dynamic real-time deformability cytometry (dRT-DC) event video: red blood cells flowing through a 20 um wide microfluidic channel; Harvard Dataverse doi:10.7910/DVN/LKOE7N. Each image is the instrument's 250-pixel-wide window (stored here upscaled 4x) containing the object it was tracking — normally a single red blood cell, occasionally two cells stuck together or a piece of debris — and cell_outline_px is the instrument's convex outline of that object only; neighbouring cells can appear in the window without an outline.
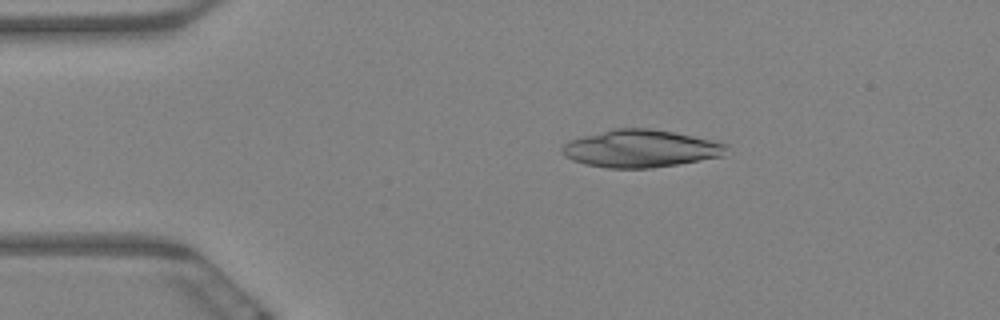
{"species": "Egyptian fruit bat (a non-hibernating species)", "species_latin": "Rousettus aegyptiacus", "temperature_condition": "warm", "stored_images_in_passage": 5, "camera_frame_rate_fps": 3000, "um_per_image_px": 0.085, "animal": {"sex": "female"}, "frame": {"image": 1, "passage_image": 3, "time_ms": 0.667, "image_size_px": [1000, 320], "cell_outline_px": [[728, 144], [724, 156], [652, 168], [608, 168], [584, 164], [572, 160], [564, 156], [560, 152], [560, 148], [564, 144], [572, 140], [584, 136], [612, 128], [652, 128], [692, 136]], "centroid_in_image_um": [54.41, 12.63], "position_along_channel_um": 30.6, "area_um2": 35.78}}